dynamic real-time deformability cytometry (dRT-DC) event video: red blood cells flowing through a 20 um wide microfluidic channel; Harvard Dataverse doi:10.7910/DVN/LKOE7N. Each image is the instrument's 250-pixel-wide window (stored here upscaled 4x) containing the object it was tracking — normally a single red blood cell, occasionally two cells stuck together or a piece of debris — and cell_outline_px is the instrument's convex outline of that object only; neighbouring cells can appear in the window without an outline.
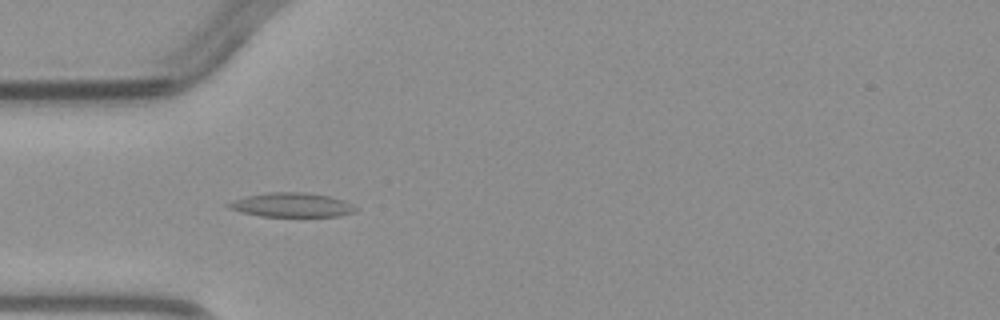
{"species": "common noctule bat (a hibernating species)", "species_latin": "Nyctalus noctula", "temperature_condition": "warm", "stored_images_in_passage": 4, "camera_frame_rate_fps": 3000, "um_per_image_px": 0.085, "animal": {"sex": "male", "body_mass_g": 23.1, "forearm_length_mm": 52.7}, "frame": {"image": 1, "passage_image": 4, "time_ms": 3.333, "image_size_px": [1000, 320], "cell_outline_px": [[356, 208], [352, 212], [336, 216], [260, 216], [240, 212], [228, 208], [224, 204], [244, 196], [268, 192], [308, 192], [332, 196], [344, 200], [352, 204]], "centroid_in_image_um": [24.74, 17.4], "position_along_channel_um": 60.3, "area_um2": 18.03}}